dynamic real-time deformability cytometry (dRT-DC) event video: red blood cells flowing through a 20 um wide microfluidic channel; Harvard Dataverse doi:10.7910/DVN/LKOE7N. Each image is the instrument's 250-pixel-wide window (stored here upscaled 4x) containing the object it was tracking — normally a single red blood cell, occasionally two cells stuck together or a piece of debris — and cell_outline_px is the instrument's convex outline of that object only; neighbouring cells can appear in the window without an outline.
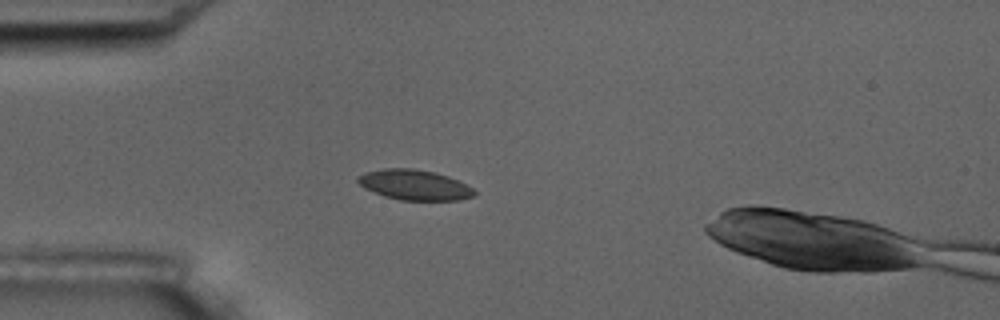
{"species": "common noctule bat (a hibernating species)", "species_latin": "Nyctalus noctula", "temperature_condition": "room temperature", "stored_images_in_passage": 4, "camera_frame_rate_fps": 3000, "um_per_image_px": 0.085, "animal": {"sex": "male", "body_mass_g": 17.5, "forearm_length_mm": 52.3}, "frame": {"image": 1, "passage_image": 3, "time_ms": 2.333, "image_size_px": [1000, 320], "cell_outline_px": [[476, 196], [460, 200], [400, 200], [384, 196], [364, 188], [356, 180], [364, 172], [384, 168], [412, 168], [432, 172], [448, 176], [472, 188], [476, 192]], "centroid_in_image_um": [35.22, 15.72], "position_along_channel_um": 49.8, "area_um2": 20.4}}